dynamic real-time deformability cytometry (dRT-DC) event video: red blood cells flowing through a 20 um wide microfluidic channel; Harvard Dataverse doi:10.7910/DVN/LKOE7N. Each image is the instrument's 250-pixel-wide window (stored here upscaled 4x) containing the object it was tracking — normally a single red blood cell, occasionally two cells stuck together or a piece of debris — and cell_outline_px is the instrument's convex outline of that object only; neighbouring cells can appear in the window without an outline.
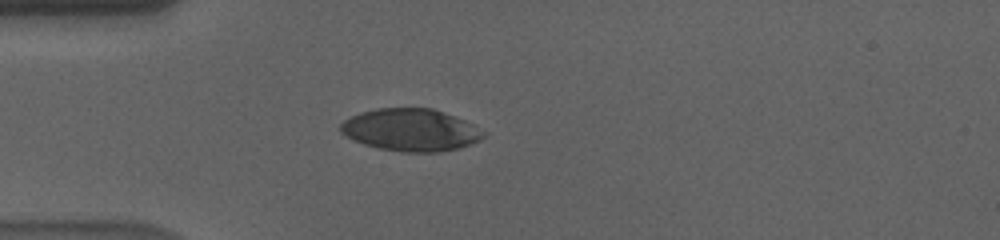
{"species": "human", "species_latin": "Homo sapiens", "temperature_condition": "cold", "stored_images_in_passage": 57, "camera_frame_rate_fps": 3000, "um_per_image_px": 0.085, "donor": {"sex": "male"}, "frame": {"image": 1, "passage_image": 16, "time_ms": 5.0, "image_size_px": [1000, 240], "cell_outline_px": [[488, 132], [480, 140], [460, 148], [440, 152], [404, 152], [380, 148], [364, 144], [352, 140], [340, 132], [340, 124], [344, 120], [360, 112], [376, 108], [432, 108], [444, 112], [464, 120]], "centroid_in_image_um": [34.92, 11.04], "position_along_channel_um": 50.1, "area_um2": 35.37}}
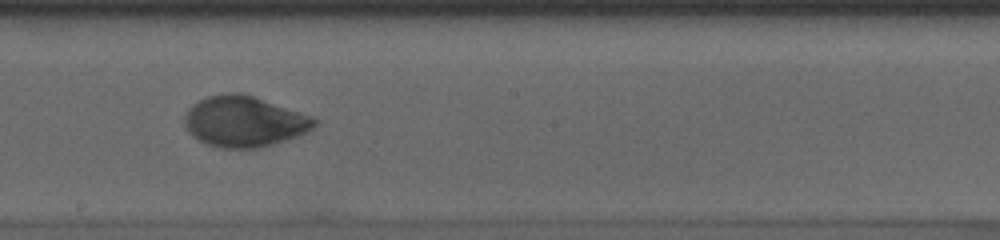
{"frame": {"image": 2, "passage_image": 32, "time_ms": 10.333, "image_size_px": [1000, 240], "cell_outline_px": [[320, 120], [308, 132], [260, 148], [224, 148], [208, 144], [192, 136], [188, 132], [184, 124], [184, 116], [188, 108], [192, 104], [208, 96], [228, 92], [240, 92], [312, 116]], "centroid_in_image_um": [20.74, 10.32], "position_along_channel_um": 227.5, "area_um2": 38.26}}
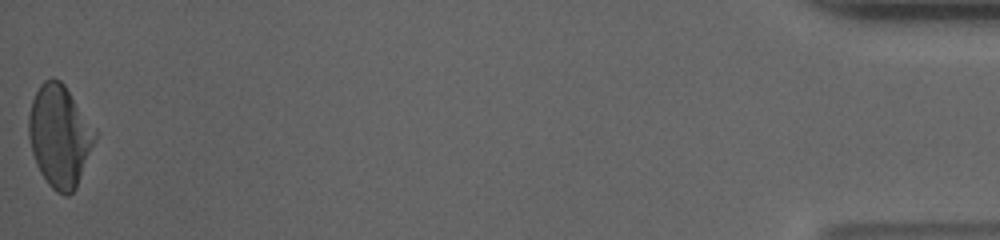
{"frame": {"image": 3, "passage_image": 57, "time_ms": 18.667, "image_size_px": [1000, 240], "cell_outline_px": [[96, 136], [76, 188], [68, 196], [64, 196], [56, 192], [48, 184], [40, 172], [36, 164], [32, 152], [28, 136], [28, 116], [32, 100], [40, 84], [44, 80], [52, 76], [60, 80], [64, 84], [96, 128]], "centroid_in_image_um": [5.05, 11.53], "position_along_channel_um": 430.1, "area_um2": 39.42}, "authors_computed_cell_mechanics": {"area_um2": 37.9168, "velocity_mm_per_s": 3.5736, "shape_relaxation_time_tau1_ms": 6.2927, "shape_relaxation_time_tau2_ms": 1.1591, "deformation_change_tau1": 0.1898, "deformation_change_tau2": 0.0399}}